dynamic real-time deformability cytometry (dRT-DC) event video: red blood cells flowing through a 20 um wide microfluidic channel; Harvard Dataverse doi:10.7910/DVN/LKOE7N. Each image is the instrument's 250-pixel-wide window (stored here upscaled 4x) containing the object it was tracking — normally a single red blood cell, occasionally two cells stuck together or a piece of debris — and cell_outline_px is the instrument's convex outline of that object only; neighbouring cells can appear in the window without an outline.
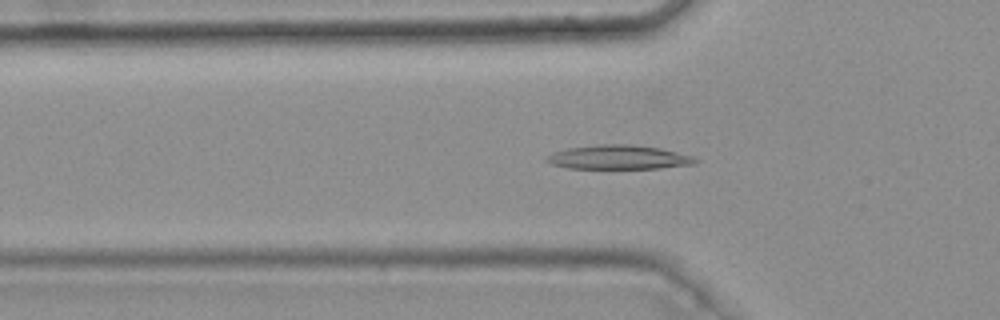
{"species": "common noctule bat (a hibernating species)", "species_latin": "Nyctalus noctula", "temperature_condition": "warm", "stored_images_in_passage": 46, "camera_frame_rate_fps": 3000, "um_per_image_px": 0.085, "animal": {"sex": "female", "body_mass_g": 25.1}, "frame": {"image": 1, "passage_image": 16, "time_ms": 5.0, "image_size_px": [1000, 320], "cell_outline_px": [[700, 160], [696, 164], [660, 168], [568, 168], [552, 164], [544, 160], [544, 156], [552, 152], [568, 148], [600, 144], [628, 144], [660, 148], [692, 156]], "centroid_in_image_um": [52.56, 13.36], "position_along_channel_um": 73.2, "area_um2": 20.92}}
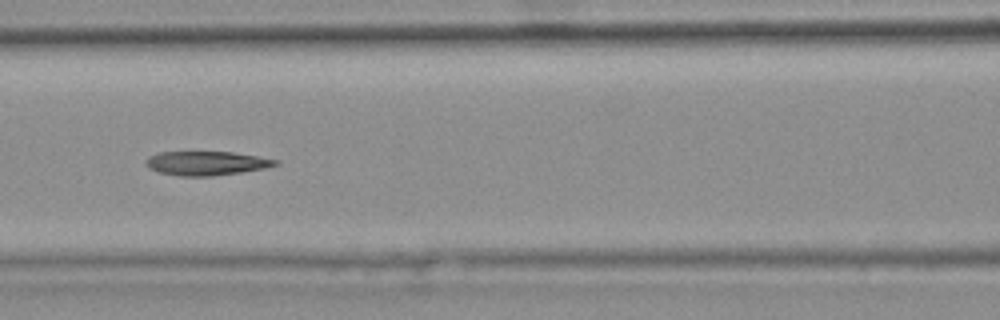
{"frame": {"image": 2, "passage_image": 22, "time_ms": 7.0, "image_size_px": [1000, 320], "cell_outline_px": [[280, 164], [264, 168], [240, 172], [212, 176], [180, 176], [160, 172], [148, 168], [144, 164], [144, 160], [148, 156], [160, 152], [232, 152], [280, 160]], "centroid_in_image_um": [17.51, 13.87], "position_along_channel_um": 149.1, "area_um2": 18.15}}
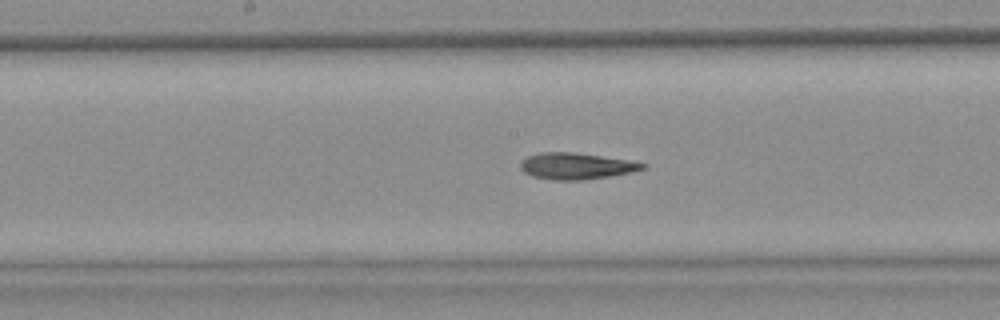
{"frame": {"image": 3, "passage_image": 26, "time_ms": 8.333, "image_size_px": [1000, 320], "cell_outline_px": [[648, 164], [644, 168], [632, 172], [584, 180], [552, 180], [532, 176], [524, 172], [520, 168], [520, 160], [528, 156], [540, 152], [572, 152], [628, 160]], "centroid_in_image_um": [48.93, 14.11], "position_along_channel_um": 199.3, "area_um2": 18.73}}